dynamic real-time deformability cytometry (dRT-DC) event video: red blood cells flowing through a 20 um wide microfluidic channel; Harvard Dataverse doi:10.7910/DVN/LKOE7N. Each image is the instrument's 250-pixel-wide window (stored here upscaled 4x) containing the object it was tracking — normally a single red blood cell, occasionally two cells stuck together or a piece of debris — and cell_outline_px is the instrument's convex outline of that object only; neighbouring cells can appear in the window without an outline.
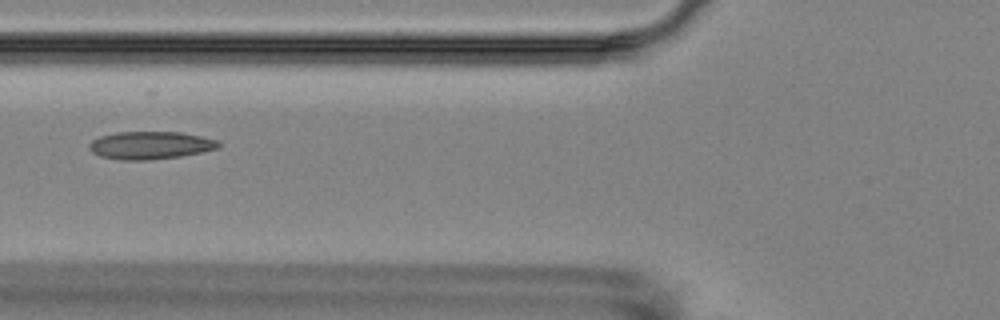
{"species": "Egyptian fruit bat (a non-hibernating species)", "species_latin": "Rousettus aegyptiacus", "temperature_condition": "room temperature", "stored_images_in_passage": 10, "camera_frame_rate_fps": 3000, "um_per_image_px": 0.085, "animal": {"sex": "female"}, "frame": {"image": 1, "passage_image": 7, "time_ms": 6.667, "image_size_px": [1000, 320], "cell_outline_px": [[220, 148], [180, 156], [148, 160], [120, 160], [100, 156], [92, 152], [88, 148], [88, 144], [92, 140], [100, 136], [116, 132], [180, 132], [200, 136], [216, 140], [220, 144]], "centroid_in_image_um": [12.74, 12.35], "position_along_channel_um": 113.1, "area_um2": 20.87}}
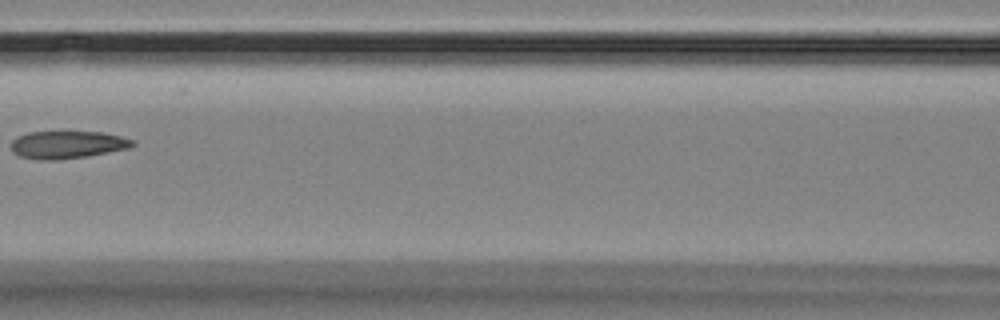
{"frame": {"image": 2, "passage_image": 8, "time_ms": 8.0, "image_size_px": [1000, 320], "cell_outline_px": [[136, 144], [128, 148], [88, 156], [56, 160], [40, 160], [20, 156], [12, 152], [12, 140], [28, 132], [104, 132], [136, 140]], "centroid_in_image_um": [5.76, 12.3], "position_along_channel_um": 160.8, "area_um2": 19.48}}
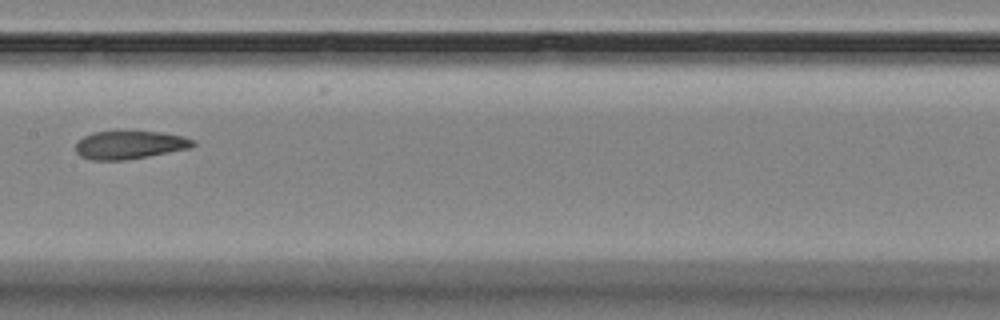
{"frame": {"image": 3, "passage_image": 9, "time_ms": 9.0, "image_size_px": [1000, 320], "cell_outline_px": [[196, 144], [192, 148], [148, 156], [124, 160], [88, 160], [80, 156], [76, 152], [76, 144], [84, 136], [92, 132], [120, 128], [160, 132], [180, 136], [192, 140]], "centroid_in_image_um": [10.97, 12.27], "position_along_channel_um": 196.4, "area_um2": 20.0}}